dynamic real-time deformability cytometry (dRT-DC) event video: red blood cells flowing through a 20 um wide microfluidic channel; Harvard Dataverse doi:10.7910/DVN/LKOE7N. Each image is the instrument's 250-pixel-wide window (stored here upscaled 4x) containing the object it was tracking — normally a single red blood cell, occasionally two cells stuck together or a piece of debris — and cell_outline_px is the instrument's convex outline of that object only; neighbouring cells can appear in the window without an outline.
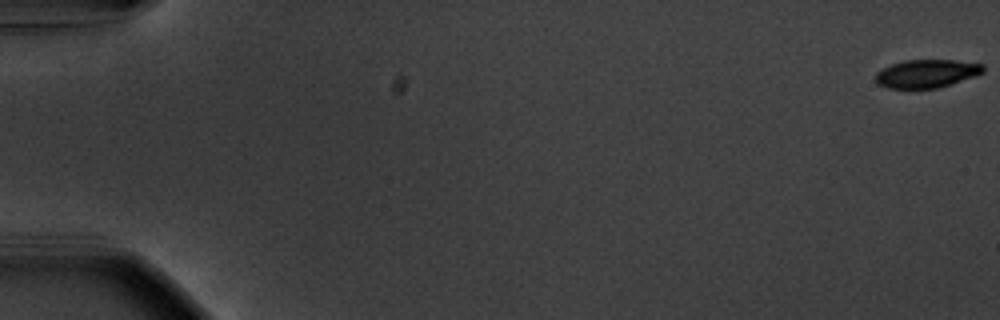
{"species": "common noctule bat (a hibernating species)", "species_latin": "Nyctalus noctula", "temperature_condition": "warm", "stored_images_in_passage": 11, "camera_frame_rate_fps": 3000, "um_per_image_px": 0.085, "animal": {"sex": "male", "body_mass_g": 20.1, "forearm_length_mm": 53.5}, "frame": {"image": 1, "passage_image": 1, "time_ms": 0.0, "image_size_px": [1000, 320], "cell_outline_px": [[984, 72], [976, 76], [936, 88], [888, 88], [876, 84], [876, 72], [892, 64], [904, 60], [956, 60], [984, 64]], "centroid_in_image_um": [78.78, 6.25], "position_along_channel_um": 6.2, "area_um2": 17.63}}